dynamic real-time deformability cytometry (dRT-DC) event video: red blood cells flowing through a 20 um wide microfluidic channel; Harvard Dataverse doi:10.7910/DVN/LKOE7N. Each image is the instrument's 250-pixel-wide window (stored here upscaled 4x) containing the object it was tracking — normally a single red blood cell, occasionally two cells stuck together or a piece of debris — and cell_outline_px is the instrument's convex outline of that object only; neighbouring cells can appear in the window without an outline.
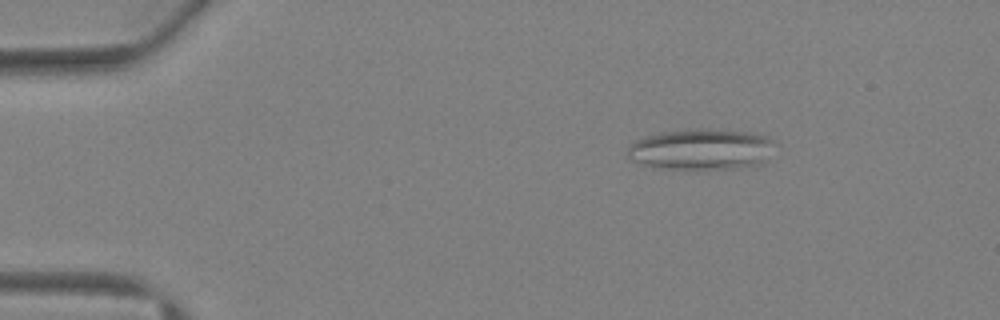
{"species": "Egyptian fruit bat (a non-hibernating species)", "species_latin": "Rousettus aegyptiacus", "temperature_condition": "warm", "stored_images_in_passage": 39, "camera_frame_rate_fps": 3000, "um_per_image_px": 0.085, "animal": {"sex": "female"}, "frame": {"image": 1, "passage_image": 3, "time_ms": 0.667, "image_size_px": [1000, 320], "cell_outline_px": [[772, 140], [764, 164], [724, 168], [664, 168], [644, 164], [632, 160], [628, 156], [628, 148], [636, 140], [648, 136], [664, 132], [696, 128], [700, 128], [748, 132], [768, 136]], "centroid_in_image_um": [59.59, 12.67], "position_along_channel_um": 25.4, "area_um2": 34.22}}
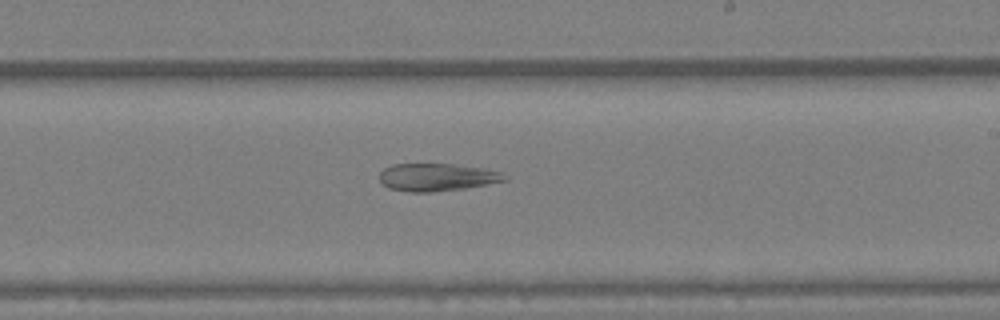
{"frame": {"image": 2, "passage_image": 22, "time_ms": 7.0, "image_size_px": [1000, 320], "cell_outline_px": [[508, 180], [488, 184], [464, 188], [432, 192], [408, 192], [388, 188], [380, 180], [380, 172], [384, 168], [392, 164], [452, 164], [484, 168], [500, 172], [508, 176]], "centroid_in_image_um": [37.15, 15.06], "position_along_channel_um": 251.9, "area_um2": 20.17}}
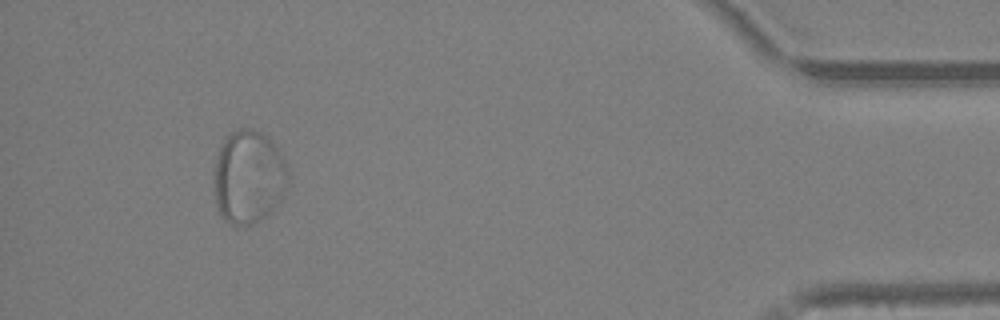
{"frame": {"image": 3, "passage_image": 36, "time_ms": 11.667, "image_size_px": [1000, 320], "cell_outline_px": [[288, 176], [280, 200], [272, 212], [268, 216], [252, 224], [232, 224], [216, 208], [216, 160], [220, 148], [224, 140], [232, 132], [240, 128], [252, 128], [268, 136], [272, 140], [280, 152], [284, 160]], "centroid_in_image_um": [21.16, 15.02], "position_along_channel_um": 414.0, "area_um2": 39.59}}